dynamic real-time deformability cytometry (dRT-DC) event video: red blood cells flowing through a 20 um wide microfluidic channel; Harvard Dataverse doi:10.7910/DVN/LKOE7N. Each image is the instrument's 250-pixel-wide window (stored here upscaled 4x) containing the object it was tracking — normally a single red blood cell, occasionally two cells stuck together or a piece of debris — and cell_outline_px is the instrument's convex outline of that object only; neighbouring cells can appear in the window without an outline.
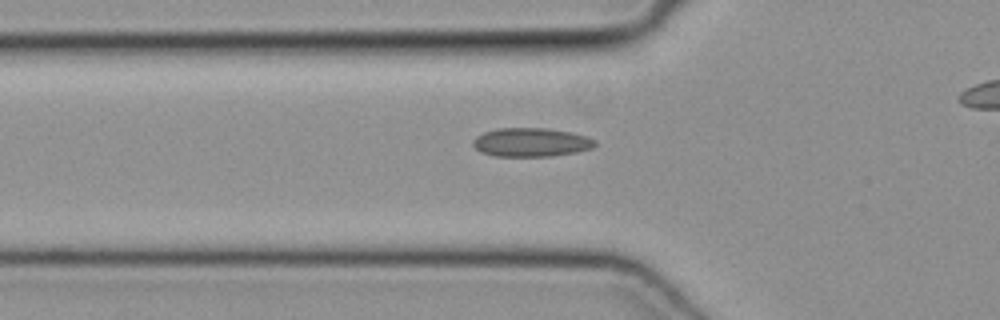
{"species": "common noctule bat (a hibernating species)", "species_latin": "Nyctalus noctula", "temperature_condition": "cold", "stored_images_in_passage": 29, "camera_frame_rate_fps": 3000, "um_per_image_px": 0.085, "animal": {"sex": "female", "body_mass_g": 19.3, "forearm_length_mm": 54.1}, "frame": {"image": 1, "passage_image": 3, "time_ms": 0.667, "image_size_px": [1000, 320], "cell_outline_px": [[596, 144], [592, 148], [576, 152], [552, 156], [496, 156], [480, 152], [472, 144], [472, 140], [476, 136], [484, 132], [496, 128], [548, 128], [572, 132], [588, 136], [596, 140]], "centroid_in_image_um": [45.15, 12.09], "position_along_channel_um": 80.7, "area_um2": 20.63}}
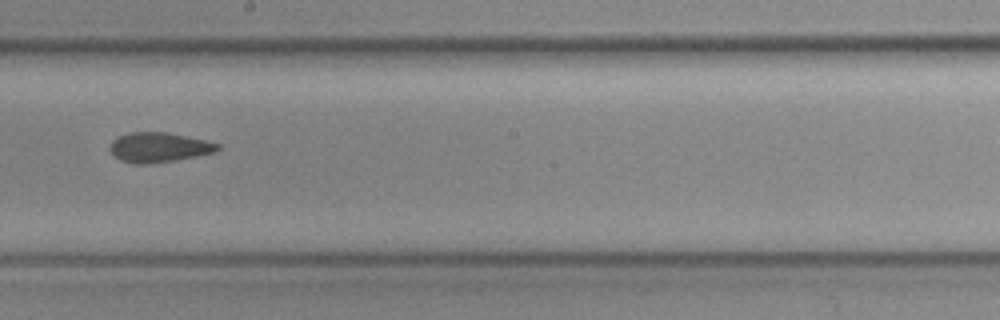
{"frame": {"image": 2, "passage_image": 14, "time_ms": 4.333, "image_size_px": [1000, 320], "cell_outline_px": [[220, 148], [216, 152], [176, 160], [144, 164], [132, 164], [120, 160], [108, 148], [112, 140], [116, 136], [128, 132], [168, 132], [204, 140], [220, 144]], "centroid_in_image_um": [13.47, 12.52], "position_along_channel_um": 234.7, "area_um2": 18.79}}
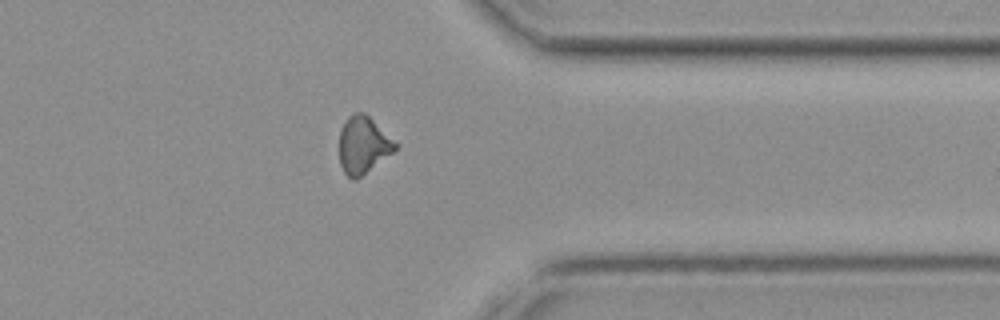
{"frame": {"image": 3, "passage_image": 25, "time_ms": 8.0, "image_size_px": [1000, 320], "cell_outline_px": [[400, 144], [392, 152], [356, 180], [352, 180], [344, 172], [340, 164], [340, 128], [348, 116], [356, 112], [364, 112]], "centroid_in_image_um": [30.87, 12.31], "position_along_channel_um": 380.5, "area_um2": 18.55}}